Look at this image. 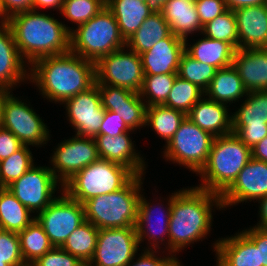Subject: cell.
<instances>
[{"label":"cell","instance_id":"obj_1","mask_svg":"<svg viewBox=\"0 0 267 266\" xmlns=\"http://www.w3.org/2000/svg\"><path fill=\"white\" fill-rule=\"evenodd\" d=\"M30 66L29 80L55 103L61 104L96 83L95 63L71 51L39 58Z\"/></svg>","mask_w":267,"mask_h":266},{"label":"cell","instance_id":"obj_2","mask_svg":"<svg viewBox=\"0 0 267 266\" xmlns=\"http://www.w3.org/2000/svg\"><path fill=\"white\" fill-rule=\"evenodd\" d=\"M172 194L168 243L164 242L170 249L169 255L205 238L211 230L213 206L222 208L219 194L197 187Z\"/></svg>","mask_w":267,"mask_h":266},{"label":"cell","instance_id":"obj_3","mask_svg":"<svg viewBox=\"0 0 267 266\" xmlns=\"http://www.w3.org/2000/svg\"><path fill=\"white\" fill-rule=\"evenodd\" d=\"M9 23L17 49L27 64L70 51L72 29L49 14L28 10L12 15Z\"/></svg>","mask_w":267,"mask_h":266},{"label":"cell","instance_id":"obj_4","mask_svg":"<svg viewBox=\"0 0 267 266\" xmlns=\"http://www.w3.org/2000/svg\"><path fill=\"white\" fill-rule=\"evenodd\" d=\"M142 177L135 175L123 188L85 201V220L98 229L135 227Z\"/></svg>","mask_w":267,"mask_h":266},{"label":"cell","instance_id":"obj_5","mask_svg":"<svg viewBox=\"0 0 267 266\" xmlns=\"http://www.w3.org/2000/svg\"><path fill=\"white\" fill-rule=\"evenodd\" d=\"M251 158V148L234 133L215 137L208 161L198 173L202 184L196 187L221 195Z\"/></svg>","mask_w":267,"mask_h":266},{"label":"cell","instance_id":"obj_6","mask_svg":"<svg viewBox=\"0 0 267 266\" xmlns=\"http://www.w3.org/2000/svg\"><path fill=\"white\" fill-rule=\"evenodd\" d=\"M70 35V51L94 63L126 47L117 20L106 6L86 23L72 28Z\"/></svg>","mask_w":267,"mask_h":266},{"label":"cell","instance_id":"obj_7","mask_svg":"<svg viewBox=\"0 0 267 266\" xmlns=\"http://www.w3.org/2000/svg\"><path fill=\"white\" fill-rule=\"evenodd\" d=\"M135 174L127 167L99 159L75 173L62 185L69 197L83 204L94 196L123 188Z\"/></svg>","mask_w":267,"mask_h":266},{"label":"cell","instance_id":"obj_8","mask_svg":"<svg viewBox=\"0 0 267 266\" xmlns=\"http://www.w3.org/2000/svg\"><path fill=\"white\" fill-rule=\"evenodd\" d=\"M214 138L211 133L202 130L185 117L172 139L165 145L164 158L198 175L208 161Z\"/></svg>","mask_w":267,"mask_h":266},{"label":"cell","instance_id":"obj_9","mask_svg":"<svg viewBox=\"0 0 267 266\" xmlns=\"http://www.w3.org/2000/svg\"><path fill=\"white\" fill-rule=\"evenodd\" d=\"M125 47L116 50L95 63L96 84H108L139 93L144 73L140 55Z\"/></svg>","mask_w":267,"mask_h":266},{"label":"cell","instance_id":"obj_10","mask_svg":"<svg viewBox=\"0 0 267 266\" xmlns=\"http://www.w3.org/2000/svg\"><path fill=\"white\" fill-rule=\"evenodd\" d=\"M36 219L42 225L54 247H62L68 236L85 221L84 206L64 191Z\"/></svg>","mask_w":267,"mask_h":266},{"label":"cell","instance_id":"obj_11","mask_svg":"<svg viewBox=\"0 0 267 266\" xmlns=\"http://www.w3.org/2000/svg\"><path fill=\"white\" fill-rule=\"evenodd\" d=\"M37 113L9 93L3 105L2 127L16 136L23 145L38 146L49 141V131Z\"/></svg>","mask_w":267,"mask_h":266},{"label":"cell","instance_id":"obj_12","mask_svg":"<svg viewBox=\"0 0 267 266\" xmlns=\"http://www.w3.org/2000/svg\"><path fill=\"white\" fill-rule=\"evenodd\" d=\"M139 246L135 227L99 229L94 255L86 266H126Z\"/></svg>","mask_w":267,"mask_h":266},{"label":"cell","instance_id":"obj_13","mask_svg":"<svg viewBox=\"0 0 267 266\" xmlns=\"http://www.w3.org/2000/svg\"><path fill=\"white\" fill-rule=\"evenodd\" d=\"M60 183L50 167L32 166L19 179L13 181L8 188L15 197L32 213L41 212L55 198L54 193Z\"/></svg>","mask_w":267,"mask_h":266},{"label":"cell","instance_id":"obj_14","mask_svg":"<svg viewBox=\"0 0 267 266\" xmlns=\"http://www.w3.org/2000/svg\"><path fill=\"white\" fill-rule=\"evenodd\" d=\"M51 158L50 169L61 188L75 173L100 159L95 139L77 135L58 143Z\"/></svg>","mask_w":267,"mask_h":266},{"label":"cell","instance_id":"obj_15","mask_svg":"<svg viewBox=\"0 0 267 266\" xmlns=\"http://www.w3.org/2000/svg\"><path fill=\"white\" fill-rule=\"evenodd\" d=\"M62 104L66 105L68 120L77 136L95 138L98 135L105 109L102 107L96 83L87 91L67 99Z\"/></svg>","mask_w":267,"mask_h":266},{"label":"cell","instance_id":"obj_16","mask_svg":"<svg viewBox=\"0 0 267 266\" xmlns=\"http://www.w3.org/2000/svg\"><path fill=\"white\" fill-rule=\"evenodd\" d=\"M267 196V162L251 158L234 182L220 195L222 208Z\"/></svg>","mask_w":267,"mask_h":266},{"label":"cell","instance_id":"obj_17","mask_svg":"<svg viewBox=\"0 0 267 266\" xmlns=\"http://www.w3.org/2000/svg\"><path fill=\"white\" fill-rule=\"evenodd\" d=\"M185 40L172 33L140 54L144 75L177 74Z\"/></svg>","mask_w":267,"mask_h":266},{"label":"cell","instance_id":"obj_18","mask_svg":"<svg viewBox=\"0 0 267 266\" xmlns=\"http://www.w3.org/2000/svg\"><path fill=\"white\" fill-rule=\"evenodd\" d=\"M143 196L144 195L142 194L139 199L137 222L135 225L137 237L139 244H141L144 239L148 237V242L152 240V242H150L151 245L148 247V250H157V248L160 249V246L158 245L160 241L163 242L166 239L164 235H166L167 238L169 235L168 226L172 207V195L171 197H169L167 206L165 207L166 210L161 207L163 206L161 204L159 207H157L158 210L160 209L158 213L156 212L157 209L155 210L156 204L155 206H153L152 203L150 204L149 202H147L146 198ZM153 211L156 214L153 213ZM154 214L157 216V218H155ZM157 214L161 216L158 217Z\"/></svg>","mask_w":267,"mask_h":266},{"label":"cell","instance_id":"obj_19","mask_svg":"<svg viewBox=\"0 0 267 266\" xmlns=\"http://www.w3.org/2000/svg\"><path fill=\"white\" fill-rule=\"evenodd\" d=\"M26 62L17 49L9 23L0 21V87L12 90L18 83L29 79L24 67Z\"/></svg>","mask_w":267,"mask_h":266},{"label":"cell","instance_id":"obj_20","mask_svg":"<svg viewBox=\"0 0 267 266\" xmlns=\"http://www.w3.org/2000/svg\"><path fill=\"white\" fill-rule=\"evenodd\" d=\"M130 138V133L124 132L115 137L97 135L94 139L100 159L123 165L135 175H144L145 162L143 157L136 153L134 143Z\"/></svg>","mask_w":267,"mask_h":266},{"label":"cell","instance_id":"obj_21","mask_svg":"<svg viewBox=\"0 0 267 266\" xmlns=\"http://www.w3.org/2000/svg\"><path fill=\"white\" fill-rule=\"evenodd\" d=\"M240 49L267 48V8L255 5L234 11Z\"/></svg>","mask_w":267,"mask_h":266},{"label":"cell","instance_id":"obj_22","mask_svg":"<svg viewBox=\"0 0 267 266\" xmlns=\"http://www.w3.org/2000/svg\"><path fill=\"white\" fill-rule=\"evenodd\" d=\"M215 242L216 266H263L259 248L242 231Z\"/></svg>","mask_w":267,"mask_h":266},{"label":"cell","instance_id":"obj_23","mask_svg":"<svg viewBox=\"0 0 267 266\" xmlns=\"http://www.w3.org/2000/svg\"><path fill=\"white\" fill-rule=\"evenodd\" d=\"M233 66L248 92L267 90V48L237 49Z\"/></svg>","mask_w":267,"mask_h":266},{"label":"cell","instance_id":"obj_24","mask_svg":"<svg viewBox=\"0 0 267 266\" xmlns=\"http://www.w3.org/2000/svg\"><path fill=\"white\" fill-rule=\"evenodd\" d=\"M226 107L228 105L205 98L204 95L186 114V117L214 137L227 135L232 133V115L228 113Z\"/></svg>","mask_w":267,"mask_h":266},{"label":"cell","instance_id":"obj_25","mask_svg":"<svg viewBox=\"0 0 267 266\" xmlns=\"http://www.w3.org/2000/svg\"><path fill=\"white\" fill-rule=\"evenodd\" d=\"M161 14L168 22L173 35L187 42L188 34L201 32L203 26L195 6V0H169L163 7Z\"/></svg>","mask_w":267,"mask_h":266},{"label":"cell","instance_id":"obj_26","mask_svg":"<svg viewBox=\"0 0 267 266\" xmlns=\"http://www.w3.org/2000/svg\"><path fill=\"white\" fill-rule=\"evenodd\" d=\"M106 7L117 20L125 41L130 39L145 19L153 13L145 0H106Z\"/></svg>","mask_w":267,"mask_h":266},{"label":"cell","instance_id":"obj_27","mask_svg":"<svg viewBox=\"0 0 267 266\" xmlns=\"http://www.w3.org/2000/svg\"><path fill=\"white\" fill-rule=\"evenodd\" d=\"M188 46L185 42V52L188 55L204 64L212 65L217 70L233 65L236 49L228 42L204 36L190 47Z\"/></svg>","mask_w":267,"mask_h":266},{"label":"cell","instance_id":"obj_28","mask_svg":"<svg viewBox=\"0 0 267 266\" xmlns=\"http://www.w3.org/2000/svg\"><path fill=\"white\" fill-rule=\"evenodd\" d=\"M247 94L248 91L233 65L216 70L215 76L205 90V96H208L209 99L226 105L229 102L239 101Z\"/></svg>","mask_w":267,"mask_h":266},{"label":"cell","instance_id":"obj_29","mask_svg":"<svg viewBox=\"0 0 267 266\" xmlns=\"http://www.w3.org/2000/svg\"><path fill=\"white\" fill-rule=\"evenodd\" d=\"M171 28L161 13L150 14L133 36L126 41V47L138 55L151 49L161 39L171 34Z\"/></svg>","mask_w":267,"mask_h":266},{"label":"cell","instance_id":"obj_30","mask_svg":"<svg viewBox=\"0 0 267 266\" xmlns=\"http://www.w3.org/2000/svg\"><path fill=\"white\" fill-rule=\"evenodd\" d=\"M6 187L0 189V229L19 233L36 217Z\"/></svg>","mask_w":267,"mask_h":266},{"label":"cell","instance_id":"obj_31","mask_svg":"<svg viewBox=\"0 0 267 266\" xmlns=\"http://www.w3.org/2000/svg\"><path fill=\"white\" fill-rule=\"evenodd\" d=\"M246 97L232 113V127H267V90L251 91Z\"/></svg>","mask_w":267,"mask_h":266},{"label":"cell","instance_id":"obj_32","mask_svg":"<svg viewBox=\"0 0 267 266\" xmlns=\"http://www.w3.org/2000/svg\"><path fill=\"white\" fill-rule=\"evenodd\" d=\"M185 117L186 114L180 110L165 105H152L146 107L145 125L151 126L167 145Z\"/></svg>","mask_w":267,"mask_h":266},{"label":"cell","instance_id":"obj_33","mask_svg":"<svg viewBox=\"0 0 267 266\" xmlns=\"http://www.w3.org/2000/svg\"><path fill=\"white\" fill-rule=\"evenodd\" d=\"M98 232L97 227L85 220L68 236L61 248L87 265L94 255Z\"/></svg>","mask_w":267,"mask_h":266},{"label":"cell","instance_id":"obj_34","mask_svg":"<svg viewBox=\"0 0 267 266\" xmlns=\"http://www.w3.org/2000/svg\"><path fill=\"white\" fill-rule=\"evenodd\" d=\"M18 236L22 258L27 266L54 247L36 218Z\"/></svg>","mask_w":267,"mask_h":266},{"label":"cell","instance_id":"obj_35","mask_svg":"<svg viewBox=\"0 0 267 266\" xmlns=\"http://www.w3.org/2000/svg\"><path fill=\"white\" fill-rule=\"evenodd\" d=\"M204 95L199 86L177 76L163 105L187 114Z\"/></svg>","mask_w":267,"mask_h":266},{"label":"cell","instance_id":"obj_36","mask_svg":"<svg viewBox=\"0 0 267 266\" xmlns=\"http://www.w3.org/2000/svg\"><path fill=\"white\" fill-rule=\"evenodd\" d=\"M207 38L230 43L236 50L239 49L238 29L233 10L227 9L215 19L203 25L202 33Z\"/></svg>","mask_w":267,"mask_h":266},{"label":"cell","instance_id":"obj_37","mask_svg":"<svg viewBox=\"0 0 267 266\" xmlns=\"http://www.w3.org/2000/svg\"><path fill=\"white\" fill-rule=\"evenodd\" d=\"M177 76L178 74L144 75L139 94L146 106L163 105Z\"/></svg>","mask_w":267,"mask_h":266},{"label":"cell","instance_id":"obj_38","mask_svg":"<svg viewBox=\"0 0 267 266\" xmlns=\"http://www.w3.org/2000/svg\"><path fill=\"white\" fill-rule=\"evenodd\" d=\"M29 146L23 145L8 158L0 161V186L7 187L24 175L33 165Z\"/></svg>","mask_w":267,"mask_h":266},{"label":"cell","instance_id":"obj_39","mask_svg":"<svg viewBox=\"0 0 267 266\" xmlns=\"http://www.w3.org/2000/svg\"><path fill=\"white\" fill-rule=\"evenodd\" d=\"M216 70L212 65L197 61L184 52L177 74L180 78L196 84L205 91L215 76Z\"/></svg>","mask_w":267,"mask_h":266},{"label":"cell","instance_id":"obj_40","mask_svg":"<svg viewBox=\"0 0 267 266\" xmlns=\"http://www.w3.org/2000/svg\"><path fill=\"white\" fill-rule=\"evenodd\" d=\"M106 6V0H64L60 13L78 26L96 16Z\"/></svg>","mask_w":267,"mask_h":266},{"label":"cell","instance_id":"obj_41","mask_svg":"<svg viewBox=\"0 0 267 266\" xmlns=\"http://www.w3.org/2000/svg\"><path fill=\"white\" fill-rule=\"evenodd\" d=\"M101 97V104L105 110L117 111L123 104L131 103V99L137 94L126 88L97 84Z\"/></svg>","mask_w":267,"mask_h":266},{"label":"cell","instance_id":"obj_42","mask_svg":"<svg viewBox=\"0 0 267 266\" xmlns=\"http://www.w3.org/2000/svg\"><path fill=\"white\" fill-rule=\"evenodd\" d=\"M0 258L9 266H27L22 258L18 233L0 229Z\"/></svg>","mask_w":267,"mask_h":266},{"label":"cell","instance_id":"obj_43","mask_svg":"<svg viewBox=\"0 0 267 266\" xmlns=\"http://www.w3.org/2000/svg\"><path fill=\"white\" fill-rule=\"evenodd\" d=\"M144 100L140 97V94L137 93L132 99L131 103L123 104L117 111L124 123L132 130L140 127H146V104Z\"/></svg>","mask_w":267,"mask_h":266},{"label":"cell","instance_id":"obj_44","mask_svg":"<svg viewBox=\"0 0 267 266\" xmlns=\"http://www.w3.org/2000/svg\"><path fill=\"white\" fill-rule=\"evenodd\" d=\"M30 266H86V264L61 247H53Z\"/></svg>","mask_w":267,"mask_h":266},{"label":"cell","instance_id":"obj_45","mask_svg":"<svg viewBox=\"0 0 267 266\" xmlns=\"http://www.w3.org/2000/svg\"><path fill=\"white\" fill-rule=\"evenodd\" d=\"M134 131L130 129L122 117L113 111L105 110L103 120L101 122L98 135H109L115 137L124 132Z\"/></svg>","mask_w":267,"mask_h":266},{"label":"cell","instance_id":"obj_46","mask_svg":"<svg viewBox=\"0 0 267 266\" xmlns=\"http://www.w3.org/2000/svg\"><path fill=\"white\" fill-rule=\"evenodd\" d=\"M195 6L202 26L227 10L224 0H195Z\"/></svg>","mask_w":267,"mask_h":266},{"label":"cell","instance_id":"obj_47","mask_svg":"<svg viewBox=\"0 0 267 266\" xmlns=\"http://www.w3.org/2000/svg\"><path fill=\"white\" fill-rule=\"evenodd\" d=\"M155 253H157V251L146 249L141 253L142 255L139 258H136L137 260H135V262L132 259L126 266H182L179 262L180 260H178L174 254L160 258L155 255Z\"/></svg>","mask_w":267,"mask_h":266},{"label":"cell","instance_id":"obj_48","mask_svg":"<svg viewBox=\"0 0 267 266\" xmlns=\"http://www.w3.org/2000/svg\"><path fill=\"white\" fill-rule=\"evenodd\" d=\"M232 133L252 149L267 136V127H232Z\"/></svg>","mask_w":267,"mask_h":266},{"label":"cell","instance_id":"obj_49","mask_svg":"<svg viewBox=\"0 0 267 266\" xmlns=\"http://www.w3.org/2000/svg\"><path fill=\"white\" fill-rule=\"evenodd\" d=\"M242 232L259 248L260 264L267 266V229L251 227Z\"/></svg>","mask_w":267,"mask_h":266},{"label":"cell","instance_id":"obj_50","mask_svg":"<svg viewBox=\"0 0 267 266\" xmlns=\"http://www.w3.org/2000/svg\"><path fill=\"white\" fill-rule=\"evenodd\" d=\"M22 146L23 144L16 136L9 130L0 127V161L11 156Z\"/></svg>","mask_w":267,"mask_h":266},{"label":"cell","instance_id":"obj_51","mask_svg":"<svg viewBox=\"0 0 267 266\" xmlns=\"http://www.w3.org/2000/svg\"><path fill=\"white\" fill-rule=\"evenodd\" d=\"M0 6L8 20L12 15L32 10V0H0Z\"/></svg>","mask_w":267,"mask_h":266},{"label":"cell","instance_id":"obj_52","mask_svg":"<svg viewBox=\"0 0 267 266\" xmlns=\"http://www.w3.org/2000/svg\"><path fill=\"white\" fill-rule=\"evenodd\" d=\"M227 9L235 11L238 8L255 6V5H264L267 0H224Z\"/></svg>","mask_w":267,"mask_h":266},{"label":"cell","instance_id":"obj_53","mask_svg":"<svg viewBox=\"0 0 267 266\" xmlns=\"http://www.w3.org/2000/svg\"><path fill=\"white\" fill-rule=\"evenodd\" d=\"M251 153L253 159L267 162V136L251 149Z\"/></svg>","mask_w":267,"mask_h":266},{"label":"cell","instance_id":"obj_54","mask_svg":"<svg viewBox=\"0 0 267 266\" xmlns=\"http://www.w3.org/2000/svg\"><path fill=\"white\" fill-rule=\"evenodd\" d=\"M63 2L64 0H32V10L36 11L39 8H53L61 11Z\"/></svg>","mask_w":267,"mask_h":266},{"label":"cell","instance_id":"obj_55","mask_svg":"<svg viewBox=\"0 0 267 266\" xmlns=\"http://www.w3.org/2000/svg\"><path fill=\"white\" fill-rule=\"evenodd\" d=\"M260 207H259V222L255 227L267 229V196L258 200Z\"/></svg>","mask_w":267,"mask_h":266},{"label":"cell","instance_id":"obj_56","mask_svg":"<svg viewBox=\"0 0 267 266\" xmlns=\"http://www.w3.org/2000/svg\"><path fill=\"white\" fill-rule=\"evenodd\" d=\"M169 0H145L149 9L154 13H161L162 7L168 2Z\"/></svg>","mask_w":267,"mask_h":266},{"label":"cell","instance_id":"obj_57","mask_svg":"<svg viewBox=\"0 0 267 266\" xmlns=\"http://www.w3.org/2000/svg\"><path fill=\"white\" fill-rule=\"evenodd\" d=\"M11 92L12 91H10L9 89L0 87V127H2L4 100L6 96Z\"/></svg>","mask_w":267,"mask_h":266},{"label":"cell","instance_id":"obj_58","mask_svg":"<svg viewBox=\"0 0 267 266\" xmlns=\"http://www.w3.org/2000/svg\"><path fill=\"white\" fill-rule=\"evenodd\" d=\"M0 20H1V22H6V21H7V19H6V18L4 17V15H3L1 6H0Z\"/></svg>","mask_w":267,"mask_h":266},{"label":"cell","instance_id":"obj_59","mask_svg":"<svg viewBox=\"0 0 267 266\" xmlns=\"http://www.w3.org/2000/svg\"><path fill=\"white\" fill-rule=\"evenodd\" d=\"M0 266H9V265L4 262V259L0 258Z\"/></svg>","mask_w":267,"mask_h":266}]
</instances>
